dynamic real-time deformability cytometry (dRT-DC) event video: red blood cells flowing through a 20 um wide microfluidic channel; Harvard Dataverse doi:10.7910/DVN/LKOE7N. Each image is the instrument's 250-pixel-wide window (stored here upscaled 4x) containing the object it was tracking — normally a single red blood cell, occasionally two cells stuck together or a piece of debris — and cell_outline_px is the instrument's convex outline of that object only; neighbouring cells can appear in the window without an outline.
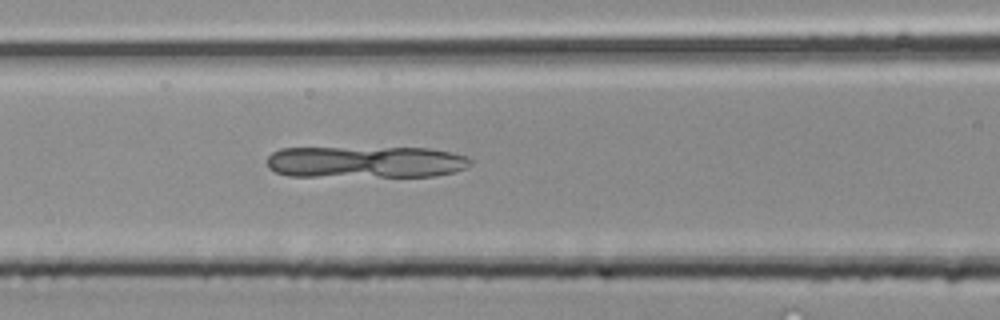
{"species": "common noctule bat (a hibernating species)", "species_latin": "Nyctalus noctula", "temperature_condition": "room temperature", "stored_images_in_passage": 24, "camera_frame_rate_fps": 3000, "um_per_image_px": 0.085, "animal": {"sex": "male", "body_mass_g": 20.4}, "frame": {"image": 1, "passage_image": 14, "time_ms": 4.333, "image_size_px": [1000, 320], "cell_outline_px": [[472, 164], [468, 168], [456, 172], [436, 176], [288, 176], [276, 172], [268, 168], [268, 156], [272, 152], [280, 148], [428, 148], [452, 152], [468, 156], [472, 160]], "centroid_in_image_um": [31.14, 13.77], "position_along_channel_um": 135.5, "area_um2": 38.03}}
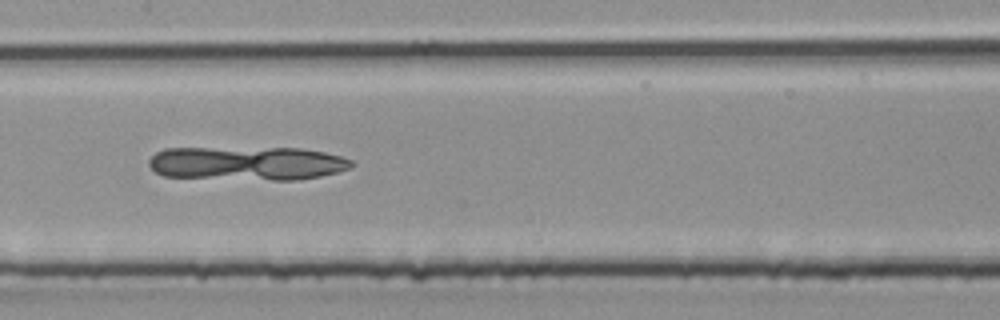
{"frame": {"image": 2, "passage_image": 17, "time_ms": 5.333, "image_size_px": [1000, 320], "cell_outline_px": [[356, 164], [352, 168], [340, 172], [300, 180], [272, 180], [164, 176], [156, 172], [148, 164], [148, 160], [156, 152], [164, 148], [300, 148], [324, 152], [340, 156], [352, 160]], "centroid_in_image_um": [21.06, 13.88], "position_along_channel_um": 186.3, "area_um2": 40.17}}